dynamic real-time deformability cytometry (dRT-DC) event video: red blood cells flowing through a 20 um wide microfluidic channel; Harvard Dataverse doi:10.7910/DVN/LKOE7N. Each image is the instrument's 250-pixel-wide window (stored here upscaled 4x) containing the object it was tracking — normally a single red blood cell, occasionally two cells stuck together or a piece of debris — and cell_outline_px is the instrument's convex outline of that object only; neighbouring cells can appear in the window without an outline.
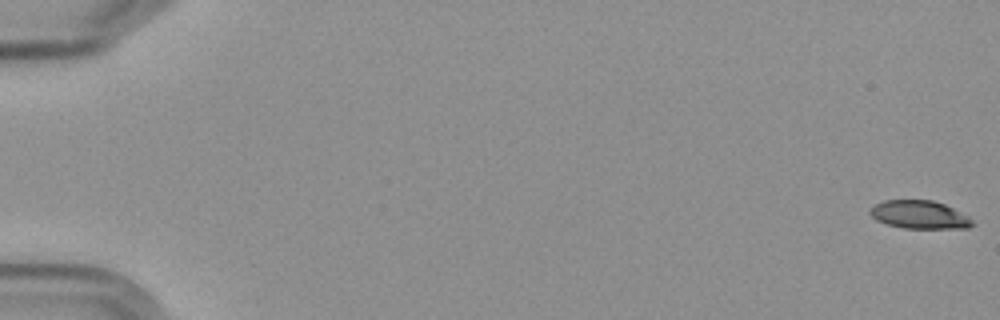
{"species": "Egyptian fruit bat (a non-hibernating species)", "species_latin": "Rousettus aegyptiacus", "temperature_condition": "cold", "stored_images_in_passage": 6, "camera_frame_rate_fps": 3000, "um_per_image_px": 0.085, "frame": {"image": 1, "passage_image": 1, "time_ms": 0.0, "image_size_px": [1000, 320], "cell_outline_px": [[976, 224], [968, 228], [904, 228], [888, 224], [876, 220], [868, 212], [868, 208], [872, 204], [884, 200], [932, 200], [944, 204], [968, 216]], "centroid_in_image_um": [78.12, 18.24], "position_along_channel_um": 6.9, "area_um2": 16.88}}